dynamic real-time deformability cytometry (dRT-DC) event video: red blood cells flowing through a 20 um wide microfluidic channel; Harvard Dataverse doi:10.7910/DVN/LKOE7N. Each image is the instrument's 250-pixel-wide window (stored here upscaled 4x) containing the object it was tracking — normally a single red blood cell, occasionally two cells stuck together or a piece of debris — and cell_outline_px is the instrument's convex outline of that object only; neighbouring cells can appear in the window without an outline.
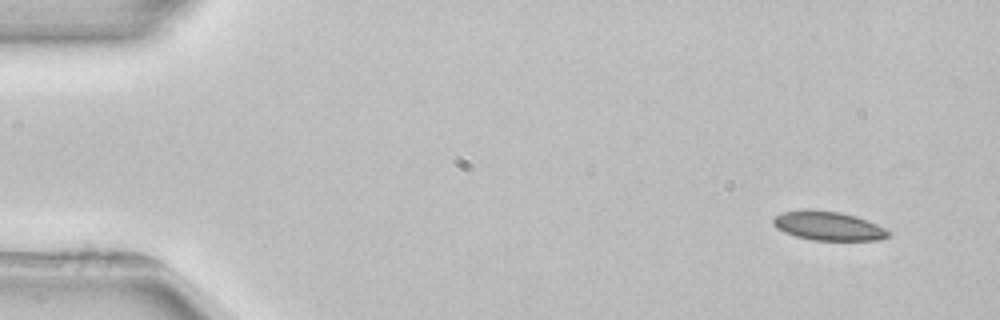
{"species": "common noctule bat (a hibernating species)", "species_latin": "Nyctalus noctula", "temperature_condition": "room temperature", "stored_images_in_passage": 4, "camera_frame_rate_fps": 3000, "um_per_image_px": 0.085, "animal": {"sex": "female", "body_mass_g": 22.7, "forearm_length_mm": 54.2}, "frame": {"image": 1, "passage_image": 1, "time_ms": 0.0, "image_size_px": [1000, 320], "cell_outline_px": [[892, 232], [888, 236], [876, 240], [812, 240], [796, 236], [784, 232], [776, 228], [772, 224], [772, 216], [784, 212], [808, 208], [812, 208], [840, 212], [856, 216], [876, 224]], "centroid_in_image_um": [70.34, 19.18], "position_along_channel_um": 14.7, "area_um2": 19.65}}
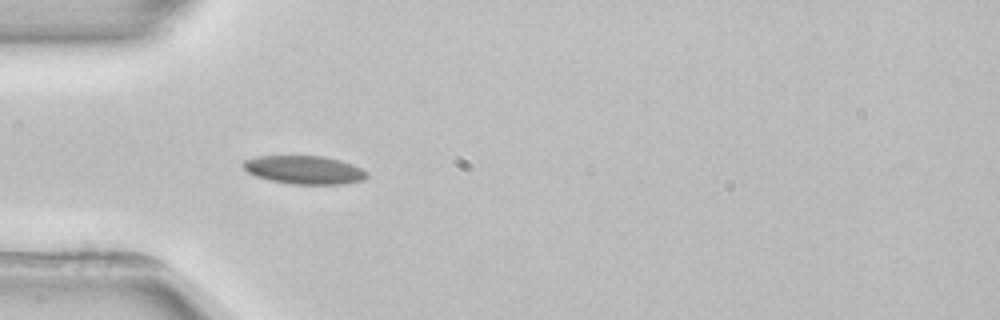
{"frame": {"image": 2, "passage_image": 4, "time_ms": 4.0, "image_size_px": [1000, 320], "cell_outline_px": [[368, 176], [364, 180], [344, 184], [292, 184], [268, 180], [256, 176], [248, 172], [244, 168], [244, 160], [260, 156], [324, 156], [340, 160], [352, 164], [368, 172]], "centroid_in_image_um": [25.9, 14.44], "position_along_channel_um": 59.1, "area_um2": 20.4}}